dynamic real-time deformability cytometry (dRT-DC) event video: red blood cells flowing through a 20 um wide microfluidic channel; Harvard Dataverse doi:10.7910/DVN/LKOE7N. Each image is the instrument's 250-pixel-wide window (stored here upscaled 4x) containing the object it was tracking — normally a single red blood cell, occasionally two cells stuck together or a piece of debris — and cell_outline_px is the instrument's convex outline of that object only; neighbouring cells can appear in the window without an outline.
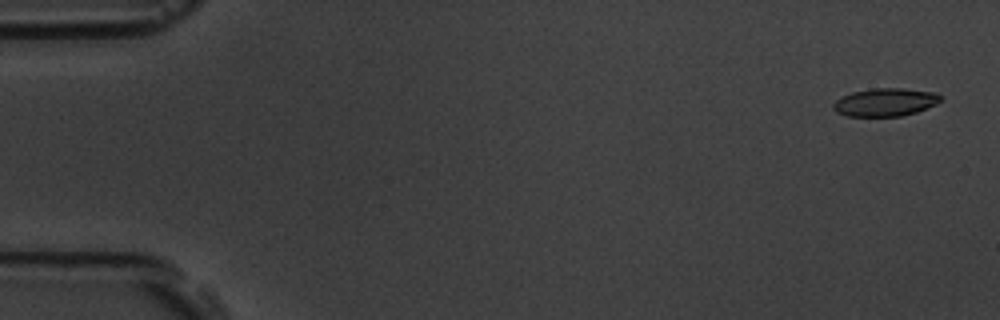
{"species": "common noctule bat (a hibernating species)", "species_latin": "Nyctalus noctula", "temperature_condition": "room temperature", "stored_images_in_passage": 54, "camera_frame_rate_fps": 3000, "um_per_image_px": 0.085, "animal": {"sex": "male", "body_mass_g": 19.5, "forearm_length_mm": 54.6}, "frame": {"image": 1, "passage_image": 2, "time_ms": 0.333, "image_size_px": [1000, 320], "cell_outline_px": [[940, 100], [936, 104], [916, 112], [900, 116], [848, 116], [836, 112], [832, 108], [832, 104], [836, 100], [852, 92], [872, 88], [904, 88], [936, 92], [940, 96]], "centroid_in_image_um": [75.23, 8.68], "position_along_channel_um": 9.8, "area_um2": 17.46}}
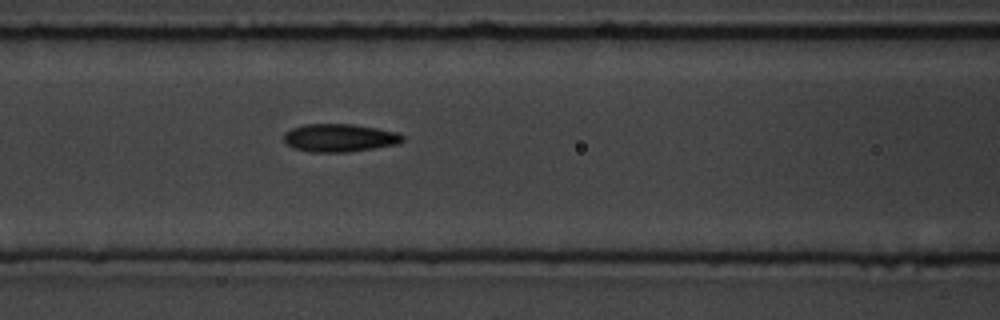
{"frame": {"image": 2, "passage_image": 23, "time_ms": 7.333, "image_size_px": [1000, 320], "cell_outline_px": [[404, 140], [396, 144], [348, 152], [312, 152], [292, 148], [284, 140], [284, 132], [292, 128], [304, 124], [352, 124], [400, 132], [404, 136]], "centroid_in_image_um": [28.86, 11.71], "position_along_channel_um": 137.7, "area_um2": 19.36}}
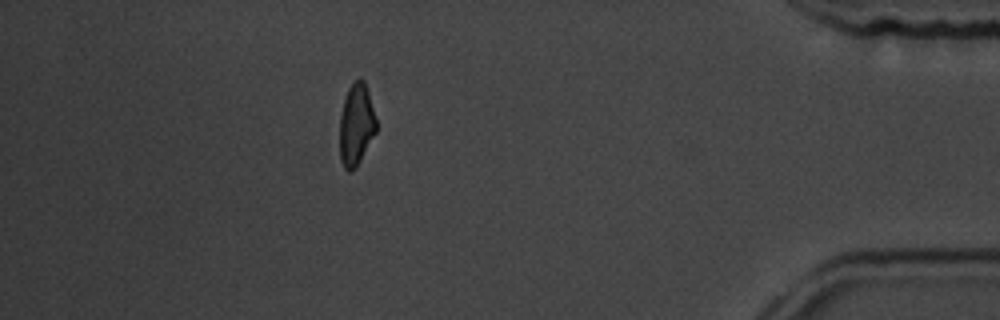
{"frame": {"image": 3, "passage_image": 48, "time_ms": 15.667, "image_size_px": [1000, 320], "cell_outline_px": [[376, 132], [356, 168], [352, 172], [348, 172], [344, 168], [340, 160], [340, 116], [344, 100], [348, 88], [356, 80], [364, 80], [368, 92], [376, 120]], "centroid_in_image_um": [30.27, 10.65], "position_along_channel_um": 404.9, "area_um2": 17.28}, "authors_computed_cell_mechanics": {"area_um2": 18.5249, "velocity_mm_per_s": 3.774, "shape_relaxation_time_tau1_ms": 6.2578, "shape_relaxation_time_tau2_ms": 3.4588, "deformation_change_tau1": 0.1455, "deformation_change_tau2": 0.1156}}